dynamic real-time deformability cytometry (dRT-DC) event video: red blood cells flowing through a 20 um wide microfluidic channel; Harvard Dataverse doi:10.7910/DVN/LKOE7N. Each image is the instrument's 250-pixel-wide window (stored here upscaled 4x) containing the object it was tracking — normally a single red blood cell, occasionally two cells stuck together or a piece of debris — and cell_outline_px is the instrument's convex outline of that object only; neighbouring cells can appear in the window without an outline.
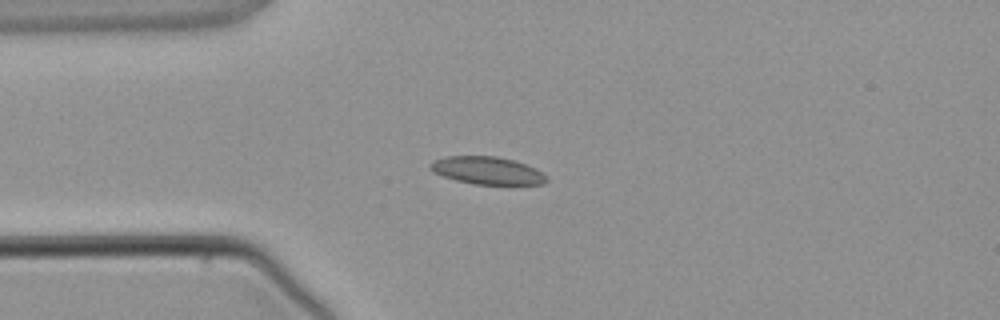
{"species": "common noctule bat (a hibernating species)", "species_latin": "Nyctalus noctula", "temperature_condition": "warm", "stored_images_in_passage": 3, "camera_frame_rate_fps": 3000, "um_per_image_px": 0.085, "animal": {"sex": "male", "body_mass_g": 21.5, "forearm_length_mm": 52.0}, "frame": {"image": 1, "passage_image": 3, "time_ms": 2.333, "image_size_px": [1000, 320], "cell_outline_px": [[548, 180], [544, 184], [512, 188], [472, 184], [456, 180], [432, 172], [428, 168], [428, 164], [432, 160], [444, 156], [496, 156], [512, 160], [536, 168], [548, 176]], "centroid_in_image_um": [41.47, 14.56], "position_along_channel_um": 43.5, "area_um2": 19.88}}